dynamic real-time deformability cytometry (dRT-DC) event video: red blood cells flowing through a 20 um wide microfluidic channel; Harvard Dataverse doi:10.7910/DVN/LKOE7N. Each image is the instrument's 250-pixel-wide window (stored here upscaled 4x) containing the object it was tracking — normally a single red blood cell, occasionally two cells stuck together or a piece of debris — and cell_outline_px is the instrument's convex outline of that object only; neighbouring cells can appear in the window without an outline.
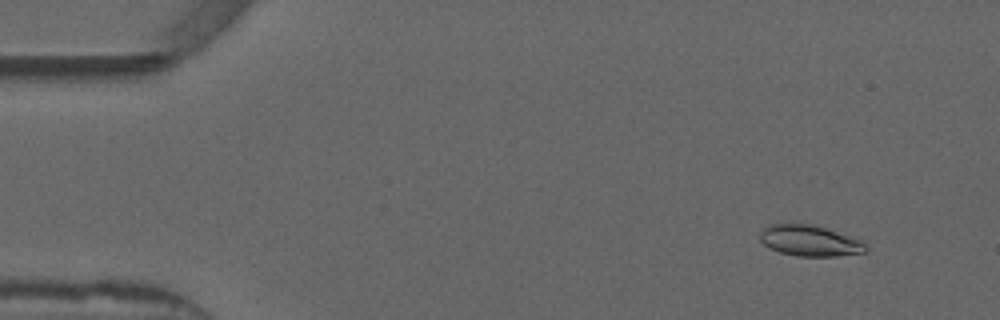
{"species": "common noctule bat (a hibernating species)", "species_latin": "Nyctalus noctula", "temperature_condition": "warm", "stored_images_in_passage": 53, "camera_frame_rate_fps": 3000, "um_per_image_px": 0.085, "animal": {"sex": "male", "forearm_length_mm": 52.5}, "frame": {"image": 1, "passage_image": 5, "time_ms": 1.333, "image_size_px": [1000, 320], "cell_outline_px": [[868, 248], [864, 252], [836, 256], [796, 256], [780, 252], [768, 248], [760, 240], [760, 232], [764, 228], [772, 224], [812, 224], [860, 240]], "centroid_in_image_um": [68.78, 20.47], "position_along_channel_um": 16.2, "area_um2": 18.73}}
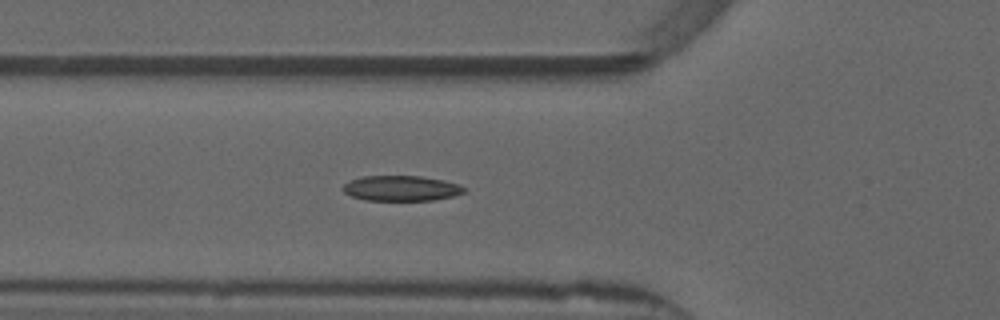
{"frame": {"image": 2, "passage_image": 19, "time_ms": 6.0, "image_size_px": [1000, 320], "cell_outline_px": [[468, 188], [464, 192], [452, 196], [432, 200], [364, 200], [352, 196], [344, 192], [344, 184], [348, 180], [364, 176], [420, 176], [444, 180], [460, 184]], "centroid_in_image_um": [34.12, 16.0], "position_along_channel_um": 91.7, "area_um2": 17.86}}
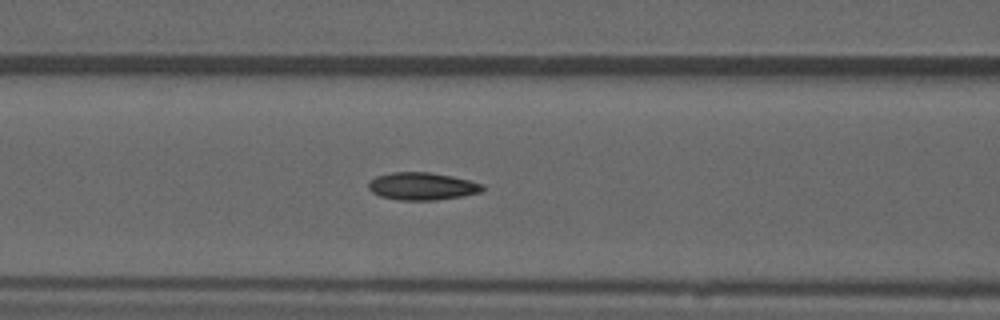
{"frame": {"image": 3, "passage_image": 22, "time_ms": 7.0, "image_size_px": [1000, 320], "cell_outline_px": [[484, 188], [480, 192], [464, 196], [436, 200], [400, 200], [380, 196], [372, 192], [368, 188], [368, 180], [376, 176], [392, 172], [428, 172], [452, 176], [484, 184]], "centroid_in_image_um": [35.86, 15.83], "position_along_channel_um": 130.7, "area_um2": 18.38}, "authors_computed_cell_mechanics": {"area_um2": 17.918, "velocity_mm_per_s": 3.8634, "shape_relaxation_time_tau1_ms": null, "shape_relaxation_time_tau2_ms": 1.8922, "deformation_change_tau1": null, "deformation_change_tau2": 0.0706}}